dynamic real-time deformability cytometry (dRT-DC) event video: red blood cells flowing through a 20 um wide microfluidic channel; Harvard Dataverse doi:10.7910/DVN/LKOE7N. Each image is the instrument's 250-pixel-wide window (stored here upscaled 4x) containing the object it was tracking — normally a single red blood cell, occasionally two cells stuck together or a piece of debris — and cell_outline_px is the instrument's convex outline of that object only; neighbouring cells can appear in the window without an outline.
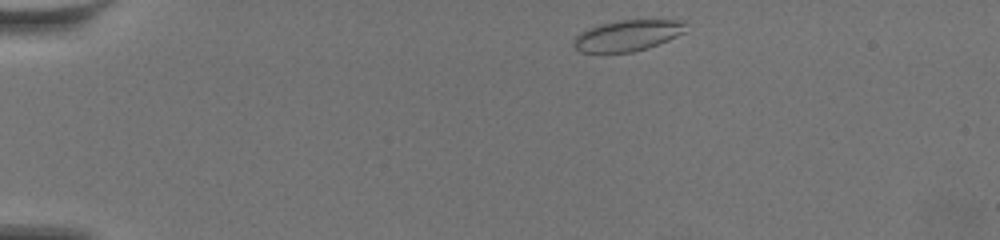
{"species": "common noctule bat (a hibernating species)", "species_latin": "Nyctalus noctula", "temperature_condition": "warm", "stored_images_in_passage": 35, "camera_frame_rate_fps": 3000, "um_per_image_px": 0.085, "animal": {"sex": "female", "body_mass_g": 19.5, "forearm_length_mm": 54.1}, "frame": {"image": 1, "passage_image": 1, "time_ms": 0.0, "image_size_px": [1000, 240], "cell_outline_px": [[684, 32], [668, 40], [632, 52], [580, 52], [572, 44], [572, 40], [580, 32], [588, 28], [600, 24], [620, 20], [684, 20]], "centroid_in_image_um": [53.28, 3.01], "position_along_channel_um": 31.7, "area_um2": 19.94}}
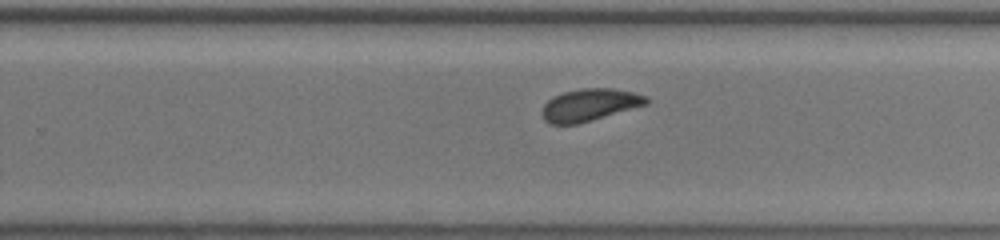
{"frame": {"image": 2, "passage_image": 16, "time_ms": 5.0, "image_size_px": [1000, 240], "cell_outline_px": [[648, 104], [576, 124], [548, 124], [544, 120], [544, 104], [552, 96], [564, 92], [580, 88], [612, 88], [636, 92], [648, 96]], "centroid_in_image_um": [50.14, 8.89], "position_along_channel_um": 279.7, "area_um2": 19.48}}
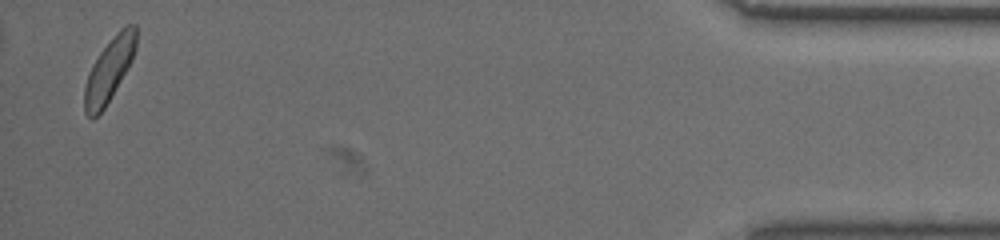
{"frame": {"image": 3, "passage_image": 34, "time_ms": 11.0, "image_size_px": [1000, 240], "cell_outline_px": [[136, 48], [132, 60], [128, 68], [104, 108], [92, 120], [84, 112], [84, 88], [88, 76], [100, 52], [116, 32], [124, 24], [136, 24]], "centroid_in_image_um": [9.3, 5.92], "position_along_channel_um": 425.9, "area_um2": 18.79}, "authors_computed_cell_mechanics": {"area_um2": 19.4786, "velocity_mm_per_s": 3.5225, "shape_relaxation_time_tau1_ms": 1.1296, "shape_relaxation_time_tau2_ms": 0.6652, "deformation_change_tau1": 0.0808, "deformation_change_tau2": 0.0392}}